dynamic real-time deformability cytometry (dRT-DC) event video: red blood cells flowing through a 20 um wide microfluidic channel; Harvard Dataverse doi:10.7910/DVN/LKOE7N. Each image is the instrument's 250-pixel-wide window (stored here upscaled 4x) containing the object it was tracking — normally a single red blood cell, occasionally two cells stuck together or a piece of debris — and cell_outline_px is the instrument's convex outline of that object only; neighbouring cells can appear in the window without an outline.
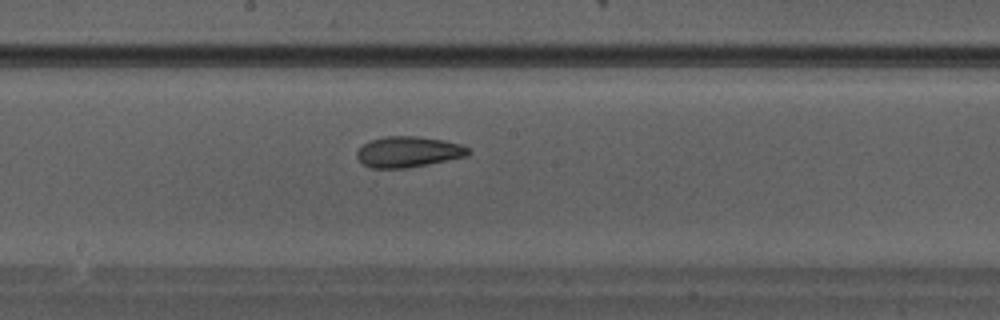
{"species": "Egyptian fruit bat (a non-hibernating species)", "species_latin": "Rousettus aegyptiacus", "temperature_condition": "warm", "stored_images_in_passage": 32, "camera_frame_rate_fps": 3000, "um_per_image_px": 0.085, "animal": {"sex": "male"}, "frame": {"image": 1, "passage_image": 19, "time_ms": 6.0, "image_size_px": [1000, 320], "cell_outline_px": [[472, 152], [468, 156], [404, 168], [372, 168], [364, 164], [356, 156], [356, 152], [364, 144], [372, 140], [384, 136], [416, 136], [444, 140], [460, 144], [468, 148]], "centroid_in_image_um": [34.72, 12.9], "position_along_channel_um": 213.5, "area_um2": 19.77}}